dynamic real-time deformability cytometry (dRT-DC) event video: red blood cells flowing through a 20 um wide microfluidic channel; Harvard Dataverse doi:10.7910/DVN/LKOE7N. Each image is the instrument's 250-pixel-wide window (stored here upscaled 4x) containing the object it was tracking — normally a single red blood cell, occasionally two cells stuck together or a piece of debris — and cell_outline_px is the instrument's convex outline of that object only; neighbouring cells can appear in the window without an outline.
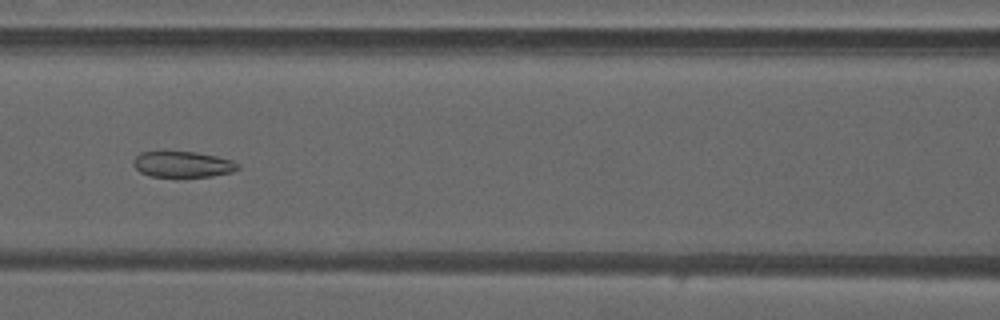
{"species": "common noctule bat (a hibernating species)", "species_latin": "Nyctalus noctula", "temperature_condition": "warm", "stored_images_in_passage": 49, "camera_frame_rate_fps": 3000, "um_per_image_px": 0.085, "animal": {"sex": "male", "forearm_length_mm": 52.5}, "frame": {"image": 1, "passage_image": 22, "time_ms": 7.0, "image_size_px": [1000, 320], "cell_outline_px": [[240, 168], [232, 172], [212, 176], [152, 176], [140, 172], [132, 164], [132, 160], [140, 152], [196, 152], [216, 156], [232, 160], [240, 164]], "centroid_in_image_um": [15.54, 13.96], "position_along_channel_um": 151.1, "area_um2": 15.66}}
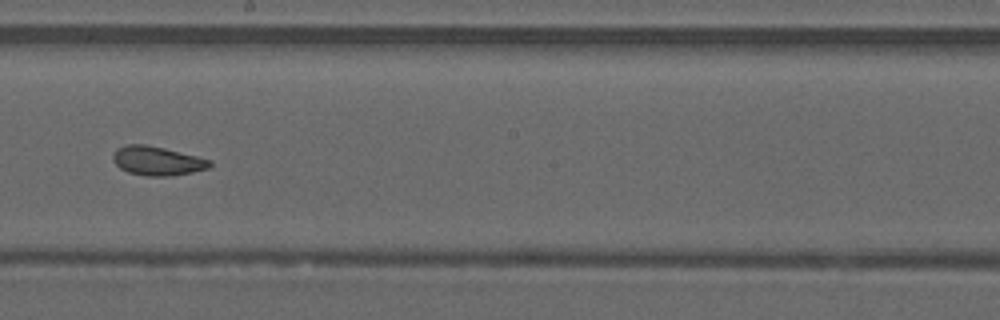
{"frame": {"image": 2, "passage_image": 28, "time_ms": 9.0, "image_size_px": [1000, 320], "cell_outline_px": [[212, 164], [208, 168], [192, 172], [172, 176], [148, 176], [128, 172], [120, 168], [112, 160], [112, 156], [116, 148], [128, 144], [144, 144], [164, 148], [212, 160]], "centroid_in_image_um": [13.35, 13.67], "position_along_channel_um": 234.9, "area_um2": 16.36}}
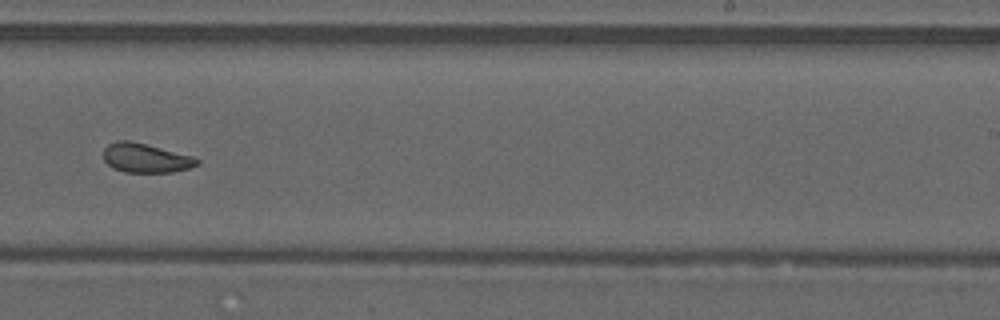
{"frame": {"image": 3, "passage_image": 31, "time_ms": 10.0, "image_size_px": [1000, 320], "cell_outline_px": [[200, 164], [188, 168], [172, 172], [124, 172], [112, 168], [104, 160], [104, 148], [108, 144], [120, 140], [132, 140], [192, 156], [200, 160]], "centroid_in_image_um": [12.37, 13.43], "position_along_channel_um": 276.6, "area_um2": 15.95}, "authors_computed_cell_mechanics": {"area_um2": 17.5712, "velocity_mm_per_s": 4.2007, "shape_relaxation_time_tau1_ms": null, "shape_relaxation_time_tau2_ms": 2.1449, "deformation_change_tau1": null, "deformation_change_tau2": 0.0711}}